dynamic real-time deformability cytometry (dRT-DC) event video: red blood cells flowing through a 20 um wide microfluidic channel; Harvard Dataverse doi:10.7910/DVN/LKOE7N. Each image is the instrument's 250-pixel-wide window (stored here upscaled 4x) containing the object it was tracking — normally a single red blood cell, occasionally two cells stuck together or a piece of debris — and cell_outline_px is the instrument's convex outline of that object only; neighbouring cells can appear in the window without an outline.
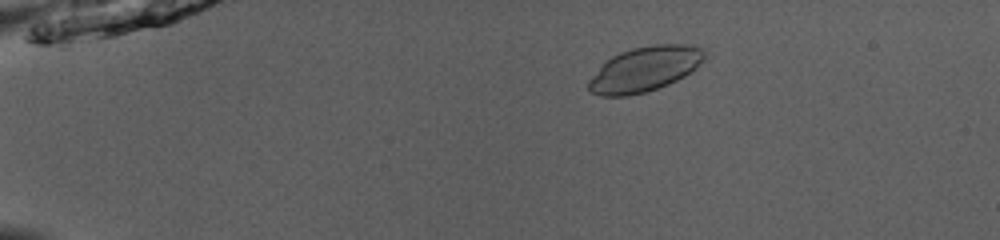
{"species": "common noctule bat (a hibernating species)", "species_latin": "Nyctalus noctula", "temperature_condition": "room temperature", "stored_images_in_passage": 47, "camera_frame_rate_fps": 3000, "um_per_image_px": 0.085, "animal": {"sex": "male", "body_mass_g": 13.0, "forearm_length_mm": 53.1}, "frame": {"image": 1, "passage_image": 5, "time_ms": 1.333, "image_size_px": [1000, 240], "cell_outline_px": [[704, 60], [696, 68], [684, 76], [668, 84], [644, 92], [628, 96], [600, 96], [592, 92], [588, 88], [588, 80], [612, 56], [620, 52], [632, 48], [656, 44], [684, 44], [700, 48], [704, 52]], "centroid_in_image_um": [54.8, 5.87], "position_along_channel_um": 30.2, "area_um2": 29.88}}